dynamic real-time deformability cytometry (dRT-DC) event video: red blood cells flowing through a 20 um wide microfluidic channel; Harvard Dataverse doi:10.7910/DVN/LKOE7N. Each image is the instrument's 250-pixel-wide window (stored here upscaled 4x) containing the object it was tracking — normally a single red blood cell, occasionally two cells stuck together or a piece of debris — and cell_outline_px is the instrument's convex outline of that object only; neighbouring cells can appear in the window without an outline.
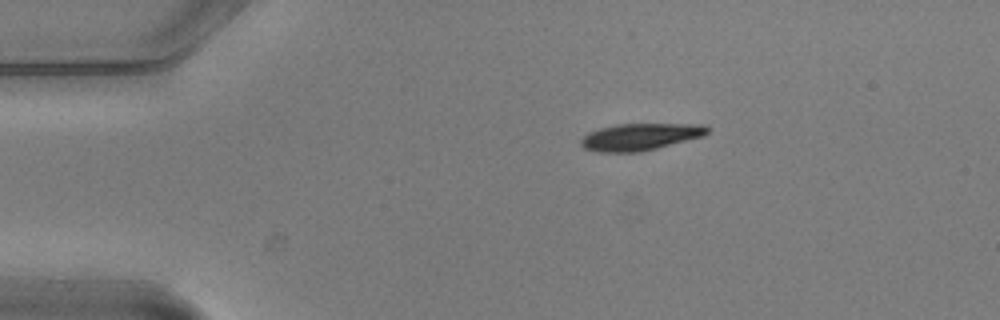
{"species": "common noctule bat (a hibernating species)", "species_latin": "Nyctalus noctula", "temperature_condition": "warm", "stored_images_in_passage": 2, "camera_frame_rate_fps": 3000, "um_per_image_px": 0.085, "animal": {"sex": "male", "body_mass_g": 20.5, "forearm_length_mm": 52.5}, "frame": {"image": 1, "passage_image": 1, "time_ms": 0.0, "image_size_px": [1000, 320], "cell_outline_px": [[708, 132], [704, 136], [640, 152], [600, 152], [584, 148], [580, 144], [580, 140], [588, 132], [600, 128], [616, 124], [704, 124], [708, 128]], "centroid_in_image_um": [54.4, 11.62], "position_along_channel_um": 30.6, "area_um2": 19.77}}